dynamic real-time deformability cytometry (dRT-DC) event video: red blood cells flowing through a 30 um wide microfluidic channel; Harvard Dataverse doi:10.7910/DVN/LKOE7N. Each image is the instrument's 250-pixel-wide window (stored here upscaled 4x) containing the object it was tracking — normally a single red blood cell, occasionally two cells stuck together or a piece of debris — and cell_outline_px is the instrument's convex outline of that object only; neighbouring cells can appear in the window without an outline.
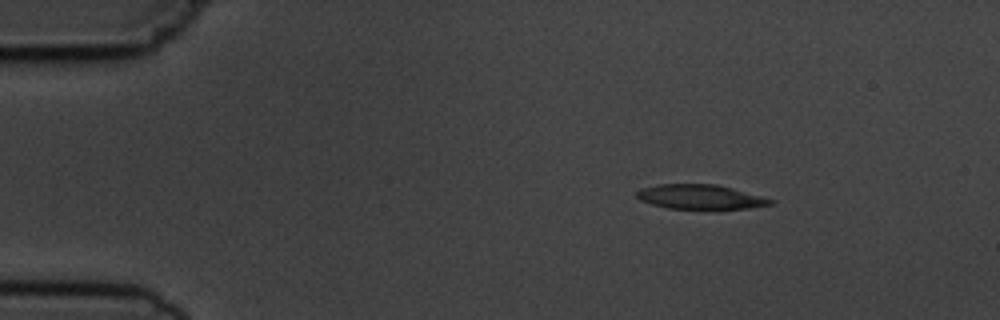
{"species": "common noctule bat (a hibernating species)", "species_latin": "Nyctalus noctula", "temperature_condition": "cold", "stored_images_in_passage": 3, "camera_frame_rate_fps": 3000, "um_per_image_px": 0.085, "animal": {"sex": "male", "body_mass_g": 19.5, "forearm_length_mm": 54.6}, "frame": {"image": 1, "passage_image": 1, "time_ms": 0.0, "image_size_px": [1000, 320], "cell_outline_px": [[776, 204], [748, 208], [716, 212], [712, 212], [668, 208], [652, 204], [640, 200], [636, 196], [636, 192], [640, 188], [660, 184], [716, 184], [732, 188], [776, 200]], "centroid_in_image_um": [59.59, 16.79], "position_along_channel_um": 25.4, "area_um2": 20.17}}